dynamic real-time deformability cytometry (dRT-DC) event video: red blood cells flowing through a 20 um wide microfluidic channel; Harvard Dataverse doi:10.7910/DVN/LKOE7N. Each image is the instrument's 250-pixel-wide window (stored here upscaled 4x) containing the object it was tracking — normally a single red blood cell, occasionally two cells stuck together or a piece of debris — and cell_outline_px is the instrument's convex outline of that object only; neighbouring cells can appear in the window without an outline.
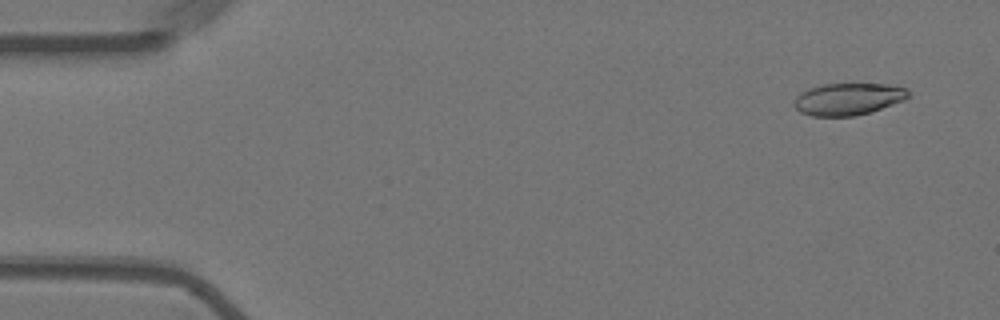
{"species": "Egyptian fruit bat (a non-hibernating species)", "species_latin": "Rousettus aegyptiacus", "temperature_condition": "warm", "stored_images_in_passage": 17, "camera_frame_rate_fps": 3000, "um_per_image_px": 0.085, "animal": {"sex": "female"}, "frame": {"image": 1, "passage_image": 4, "time_ms": 1.0, "image_size_px": [1000, 320], "cell_outline_px": [[912, 96], [904, 100], [872, 112], [856, 116], [812, 116], [800, 112], [792, 104], [796, 96], [800, 92], [808, 88], [824, 84], [888, 84], [908, 88]], "centroid_in_image_um": [72.12, 8.42], "position_along_channel_um": 12.9, "area_um2": 21.68}}
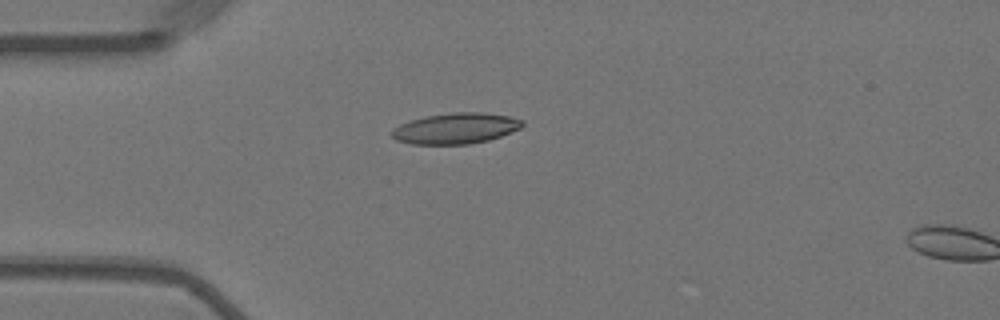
{"frame": {"image": 2, "passage_image": 15, "time_ms": 4.667, "image_size_px": [1000, 320], "cell_outline_px": [[524, 124], [520, 128], [500, 136], [488, 140], [468, 144], [412, 144], [396, 140], [388, 132], [392, 128], [400, 124], [424, 116], [452, 112], [484, 112], [508, 116], [524, 120]], "centroid_in_image_um": [38.7, 10.9], "position_along_channel_um": 46.3, "area_um2": 23.52}}